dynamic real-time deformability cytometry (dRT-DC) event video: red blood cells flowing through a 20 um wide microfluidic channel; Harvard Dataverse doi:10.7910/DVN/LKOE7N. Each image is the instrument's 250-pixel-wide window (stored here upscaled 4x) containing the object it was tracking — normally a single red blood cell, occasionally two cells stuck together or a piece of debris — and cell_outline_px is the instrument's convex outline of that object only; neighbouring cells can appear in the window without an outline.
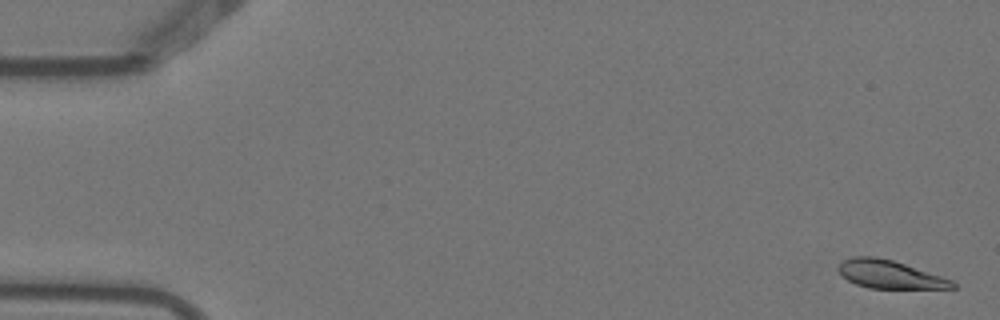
{"species": "Egyptian fruit bat (a non-hibernating species)", "species_latin": "Rousettus aegyptiacus", "temperature_condition": "warm", "stored_images_in_passage": 7, "camera_frame_rate_fps": 3000, "um_per_image_px": 0.085, "animal": {"sex": "female"}, "frame": {"image": 1, "passage_image": 1, "time_ms": 0.0, "image_size_px": [1000, 320], "cell_outline_px": [[956, 288], [868, 288], [856, 284], [840, 276], [836, 268], [844, 260], [852, 256], [876, 256], [892, 260], [952, 280], [956, 284]], "centroid_in_image_um": [75.56, 23.32], "position_along_channel_um": 9.4, "area_um2": 18.55}}
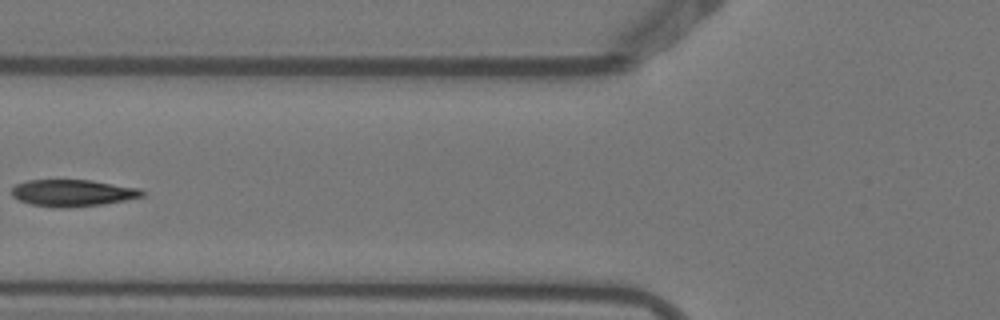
{"frame": {"image": 2, "passage_image": 6, "time_ms": 1.667, "image_size_px": [1000, 320], "cell_outline_px": [[148, 192], [144, 196], [104, 204], [68, 208], [56, 208], [32, 204], [20, 200], [12, 196], [12, 188], [16, 184], [28, 180], [92, 180], [140, 188]], "centroid_in_image_um": [6.22, 16.4], "position_along_channel_um": 119.6, "area_um2": 20.52}}
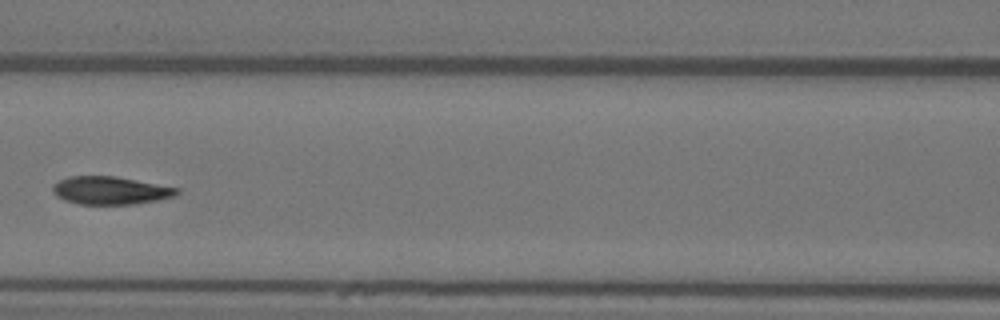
{"frame": {"image": 3, "passage_image": 7, "time_ms": 2.0, "image_size_px": [1000, 320], "cell_outline_px": [[180, 192], [176, 196], [136, 204], [80, 204], [64, 200], [56, 196], [52, 192], [52, 184], [68, 176], [116, 176], [180, 188]], "centroid_in_image_um": [9.38, 16.18], "position_along_channel_um": 157.2, "area_um2": 20.35}}